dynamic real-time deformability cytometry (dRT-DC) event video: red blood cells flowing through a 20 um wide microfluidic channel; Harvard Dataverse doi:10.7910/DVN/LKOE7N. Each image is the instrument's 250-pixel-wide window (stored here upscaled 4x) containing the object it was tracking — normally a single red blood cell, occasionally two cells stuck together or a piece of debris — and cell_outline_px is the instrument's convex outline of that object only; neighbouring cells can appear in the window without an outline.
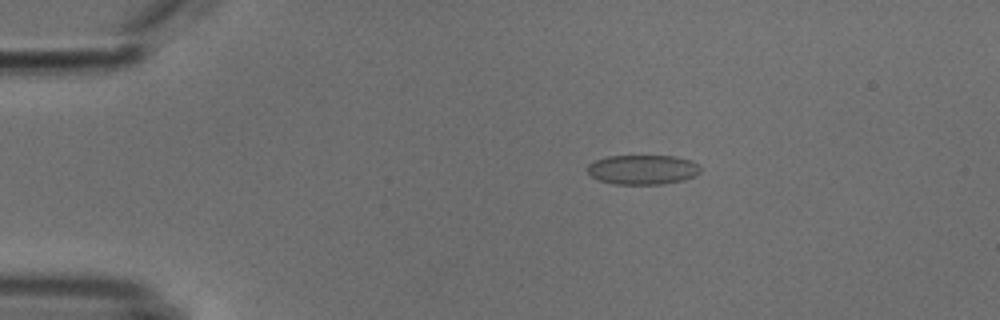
{"species": "common noctule bat (a hibernating species)", "species_latin": "Nyctalus noctula", "temperature_condition": "cold", "stored_images_in_passage": 45, "camera_frame_rate_fps": 3000, "um_per_image_px": 0.085, "animal": {"sex": "male", "body_mass_g": 18.8}, "frame": {"image": 1, "passage_image": 2, "time_ms": 0.333, "image_size_px": [1000, 320], "cell_outline_px": [[700, 172], [696, 176], [684, 180], [660, 184], [612, 184], [596, 180], [588, 172], [588, 164], [596, 160], [608, 156], [676, 156], [700, 164]], "centroid_in_image_um": [54.63, 14.42], "position_along_channel_um": 30.4, "area_um2": 19.59}}
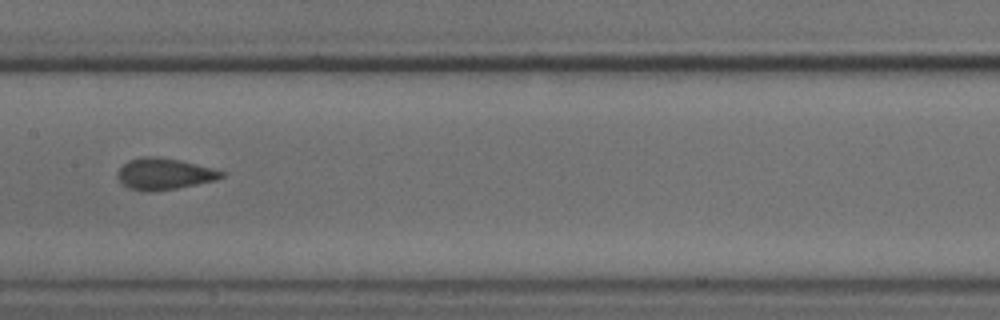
{"frame": {"image": 2, "passage_image": 19, "time_ms": 6.0, "image_size_px": [1000, 320], "cell_outline_px": [[224, 176], [216, 180], [176, 188], [148, 192], [128, 188], [116, 176], [116, 172], [128, 160], [140, 156], [156, 156], [180, 160], [212, 168], [224, 172]], "centroid_in_image_um": [13.92, 14.77], "position_along_channel_um": 193.5, "area_um2": 18.96}}
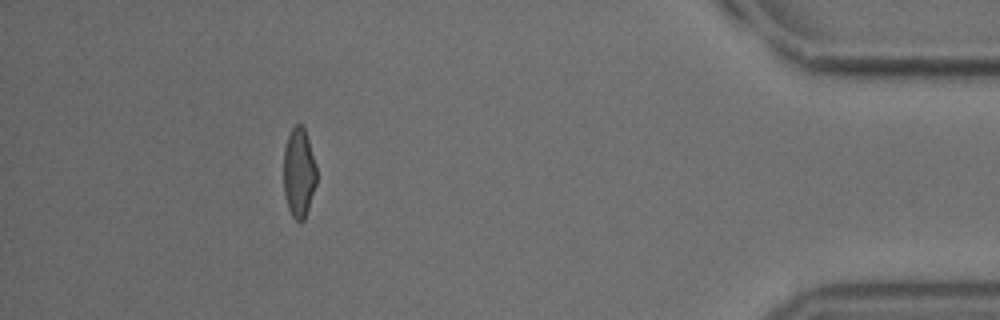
{"frame": {"image": 3, "passage_image": 40, "time_ms": 13.0, "image_size_px": [1000, 320], "cell_outline_px": [[316, 184], [304, 220], [300, 224], [292, 216], [288, 208], [284, 192], [284, 148], [288, 136], [292, 128], [296, 124], [300, 124], [304, 128], [316, 164]], "centroid_in_image_um": [25.4, 14.7], "position_along_channel_um": 409.8, "area_um2": 17.11}, "authors_computed_cell_mechanics": {"area_um2": 18.9006, "velocity_mm_per_s": 3.8307, "shape_relaxation_time_tau1_ms": 3.745, "shape_relaxation_time_tau2_ms": 0.9969, "deformation_change_tau1": 0.091, "deformation_change_tau2": 0.0588}}